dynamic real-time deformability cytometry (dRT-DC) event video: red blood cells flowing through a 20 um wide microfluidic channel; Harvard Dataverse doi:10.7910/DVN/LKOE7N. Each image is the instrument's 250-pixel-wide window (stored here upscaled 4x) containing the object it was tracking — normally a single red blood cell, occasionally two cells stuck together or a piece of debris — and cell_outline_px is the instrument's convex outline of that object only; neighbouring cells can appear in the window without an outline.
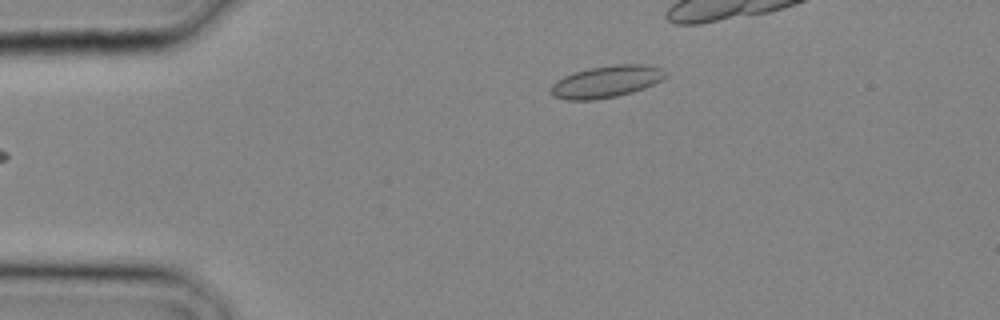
{"species": "common noctule bat (a hibernating species)", "species_latin": "Nyctalus noctula", "temperature_condition": "cold", "stored_images_in_passage": 7, "camera_frame_rate_fps": 3000, "um_per_image_px": 0.085, "animal": {"sex": "male", "body_mass_g": 20.4}, "frame": {"image": 1, "passage_image": 1, "time_ms": 0.0, "image_size_px": [1000, 320], "cell_outline_px": [[668, 76], [644, 88], [632, 92], [616, 96], [592, 100], [568, 100], [552, 96], [552, 84], [556, 80], [564, 76], [576, 72], [592, 68], [616, 64], [644, 64], [660, 68], [668, 72]], "centroid_in_image_um": [51.56, 6.94], "position_along_channel_um": 33.4, "area_um2": 21.1}}